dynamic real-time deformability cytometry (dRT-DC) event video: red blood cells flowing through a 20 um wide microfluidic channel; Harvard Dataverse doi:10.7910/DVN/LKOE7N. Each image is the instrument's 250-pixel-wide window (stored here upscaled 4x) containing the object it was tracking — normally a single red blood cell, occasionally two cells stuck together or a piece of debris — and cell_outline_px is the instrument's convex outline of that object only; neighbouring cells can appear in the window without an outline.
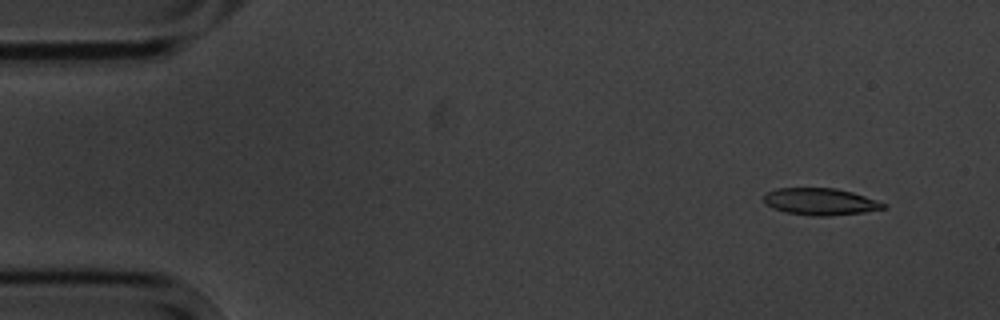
{"species": "common noctule bat (a hibernating species)", "species_latin": "Nyctalus noctula", "temperature_condition": "cold", "stored_images_in_passage": 4, "camera_frame_rate_fps": 3000, "um_per_image_px": 0.085, "animal": {"sex": "male", "body_mass_g": 20.1, "forearm_length_mm": 53.5}, "frame": {"image": 1, "passage_image": 1, "time_ms": 0.0, "image_size_px": [1000, 320], "cell_outline_px": [[888, 204], [884, 208], [864, 212], [828, 216], [812, 216], [784, 212], [772, 208], [764, 200], [764, 196], [768, 192], [776, 188], [836, 188], [852, 192]], "centroid_in_image_um": [69.73, 17.14], "position_along_channel_um": 15.3, "area_um2": 18.67}}
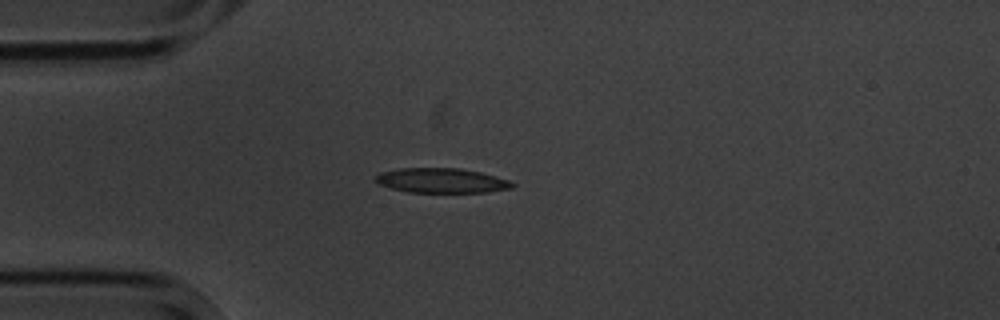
{"frame": {"image": 2, "passage_image": 4, "time_ms": 3.333, "image_size_px": [1000, 320], "cell_outline_px": [[516, 184], [512, 188], [488, 192], [408, 192], [392, 188], [380, 184], [376, 180], [376, 176], [380, 172], [400, 168], [460, 168], [480, 172], [508, 180]], "centroid_in_image_um": [37.55, 15.34], "position_along_channel_um": 47.5, "area_um2": 19.54}}